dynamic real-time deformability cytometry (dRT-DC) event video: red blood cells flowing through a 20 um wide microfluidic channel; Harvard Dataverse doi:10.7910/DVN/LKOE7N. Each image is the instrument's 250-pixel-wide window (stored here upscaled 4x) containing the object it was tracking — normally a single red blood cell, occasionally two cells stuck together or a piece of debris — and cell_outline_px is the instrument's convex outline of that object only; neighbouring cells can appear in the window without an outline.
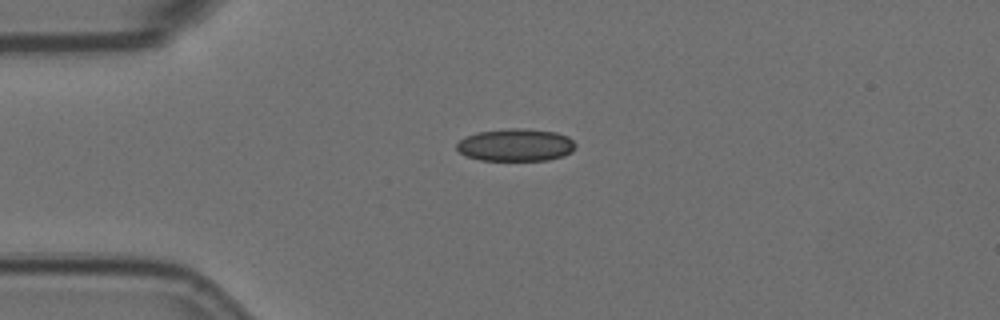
{"species": "Egyptian fruit bat (a non-hibernating species)", "species_latin": "Rousettus aegyptiacus", "temperature_condition": "room temperature", "stored_images_in_passage": 6, "camera_frame_rate_fps": 3000, "um_per_image_px": 0.085, "animal": {"sex": "female"}, "frame": {"image": 1, "passage_image": 1, "time_ms": 0.0, "image_size_px": [1000, 320], "cell_outline_px": [[576, 148], [572, 152], [564, 156], [548, 160], [480, 160], [464, 156], [456, 148], [456, 144], [464, 136], [476, 132], [508, 128], [524, 128], [556, 132], [568, 136], [576, 144]], "centroid_in_image_um": [43.83, 12.32], "position_along_channel_um": 41.2, "area_um2": 22.83}}
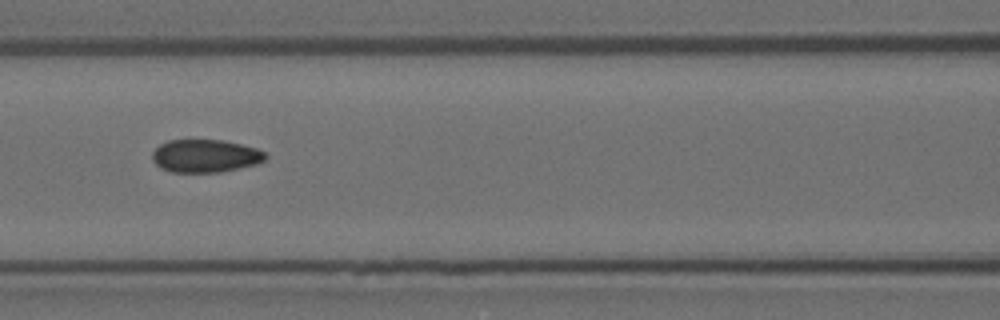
{"frame": {"image": 2, "passage_image": 4, "time_ms": 1.0, "image_size_px": [1000, 320], "cell_outline_px": [[268, 156], [264, 160], [256, 164], [220, 172], [172, 172], [160, 168], [152, 160], [152, 152], [160, 144], [168, 140], [220, 140], [240, 144], [256, 148], [264, 152]], "centroid_in_image_um": [17.42, 13.25], "position_along_channel_um": 149.2, "area_um2": 21.62}}
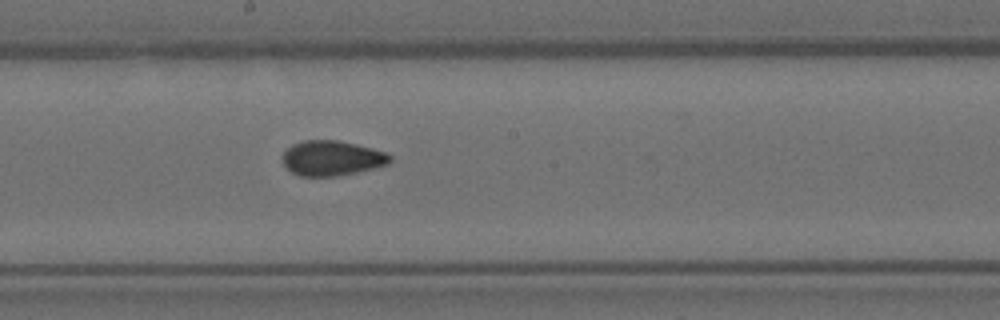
{"frame": {"image": 3, "passage_image": 6, "time_ms": 1.667, "image_size_px": [1000, 320], "cell_outline_px": [[392, 160], [388, 164], [356, 172], [336, 176], [300, 176], [292, 172], [284, 164], [284, 152], [292, 144], [304, 140], [336, 140], [356, 144], [388, 152], [392, 156]], "centroid_in_image_um": [28.24, 13.43], "position_along_channel_um": 220.0, "area_um2": 21.79}}